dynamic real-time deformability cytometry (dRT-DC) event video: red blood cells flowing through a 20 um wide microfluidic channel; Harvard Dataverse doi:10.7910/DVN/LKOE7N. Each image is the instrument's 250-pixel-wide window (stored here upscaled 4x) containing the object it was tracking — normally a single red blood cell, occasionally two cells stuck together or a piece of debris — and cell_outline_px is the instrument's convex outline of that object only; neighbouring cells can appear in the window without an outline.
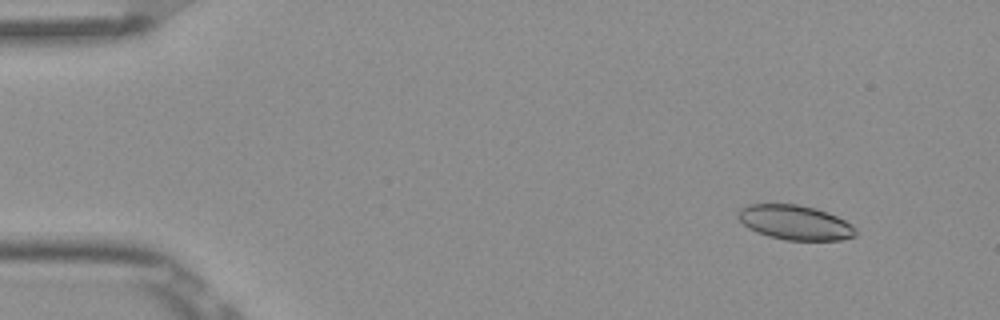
{"species": "Egyptian fruit bat (a non-hibernating species)", "species_latin": "Rousettus aegyptiacus", "temperature_condition": "room temperature", "stored_images_in_passage": 5, "camera_frame_rate_fps": 3000, "um_per_image_px": 0.085, "frame": {"image": 1, "passage_image": 1, "time_ms": 0.0, "image_size_px": [1000, 320], "cell_outline_px": [[860, 232], [856, 236], [840, 240], [784, 240], [768, 236], [756, 232], [748, 228], [740, 220], [740, 208], [748, 204], [796, 204], [816, 208], [828, 212], [852, 224]], "centroid_in_image_um": [67.63, 18.92], "position_along_channel_um": 17.4, "area_um2": 23.81}}
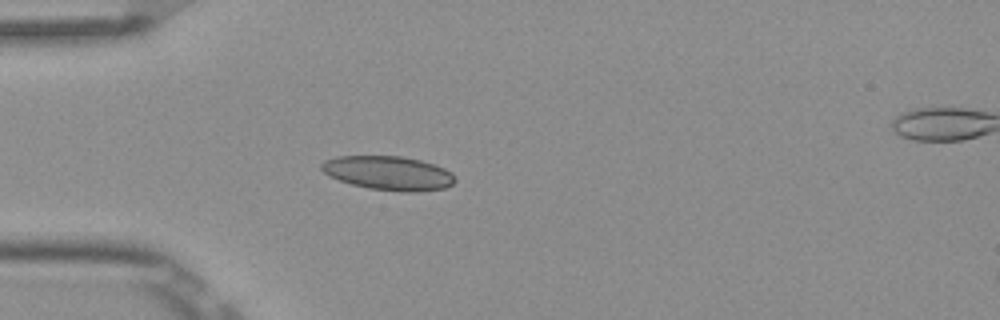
{"frame": {"image": 2, "passage_image": 4, "time_ms": 1.0, "image_size_px": [1000, 320], "cell_outline_px": [[456, 180], [452, 184], [444, 188], [412, 192], [408, 192], [368, 188], [352, 184], [328, 176], [320, 168], [320, 164], [324, 160], [336, 156], [400, 156], [420, 160], [436, 164], [452, 172]], "centroid_in_image_um": [33.01, 14.7], "position_along_channel_um": 52.0, "area_um2": 26.47}}